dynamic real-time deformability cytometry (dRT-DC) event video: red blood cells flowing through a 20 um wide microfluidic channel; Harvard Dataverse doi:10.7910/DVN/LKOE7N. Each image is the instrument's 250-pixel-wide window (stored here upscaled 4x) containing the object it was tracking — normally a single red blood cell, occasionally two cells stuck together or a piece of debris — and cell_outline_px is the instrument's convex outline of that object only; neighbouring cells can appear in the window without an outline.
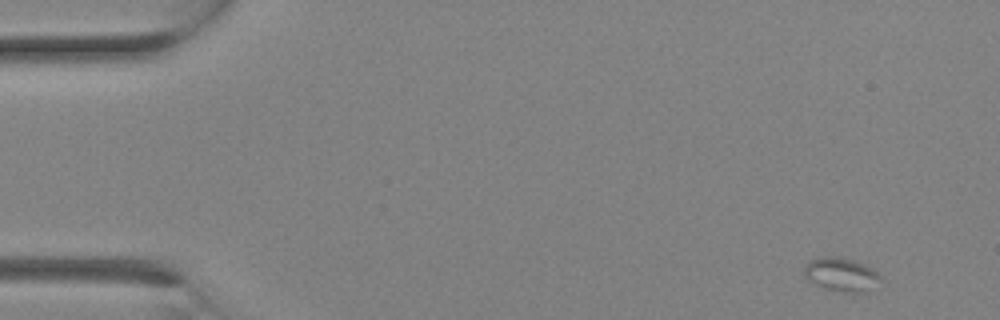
{"species": "Egyptian fruit bat (a non-hibernating species)", "species_latin": "Rousettus aegyptiacus", "temperature_condition": "room temperature", "stored_images_in_passage": 12, "camera_frame_rate_fps": 3000, "um_per_image_px": 0.085, "animal": {"sex": "female"}, "frame": {"image": 1, "passage_image": 1, "time_ms": 0.0, "image_size_px": [1000, 320], "cell_outline_px": [[880, 280], [868, 288], [860, 292], [848, 292], [824, 288], [808, 280], [804, 276], [804, 268], [812, 260], [820, 256], [836, 256], [852, 260], [864, 264], [880, 272]], "centroid_in_image_um": [71.48, 23.3], "position_along_channel_um": 13.5, "area_um2": 14.57}}